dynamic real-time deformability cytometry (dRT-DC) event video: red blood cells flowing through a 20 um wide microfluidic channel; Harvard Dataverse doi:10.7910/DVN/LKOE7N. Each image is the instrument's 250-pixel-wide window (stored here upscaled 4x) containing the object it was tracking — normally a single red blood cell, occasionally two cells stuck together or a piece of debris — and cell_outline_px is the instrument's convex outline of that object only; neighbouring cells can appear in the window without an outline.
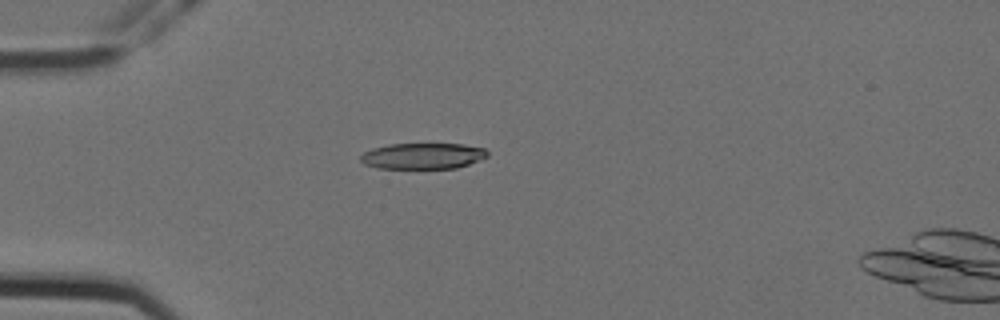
{"species": "Egyptian fruit bat (a non-hibernating species)", "species_latin": "Rousettus aegyptiacus", "temperature_condition": "cold", "stored_images_in_passage": 13, "camera_frame_rate_fps": 3000, "um_per_image_px": 0.085, "animal": {"sex": "female"}, "frame": {"image": 1, "passage_image": 11, "time_ms": 3.333, "image_size_px": [1000, 320], "cell_outline_px": [[488, 156], [468, 164], [456, 168], [376, 168], [364, 164], [360, 160], [360, 156], [364, 152], [372, 148], [388, 144], [464, 144], [484, 148], [488, 152]], "centroid_in_image_um": [35.91, 13.25], "position_along_channel_um": 49.1, "area_um2": 19.19}}